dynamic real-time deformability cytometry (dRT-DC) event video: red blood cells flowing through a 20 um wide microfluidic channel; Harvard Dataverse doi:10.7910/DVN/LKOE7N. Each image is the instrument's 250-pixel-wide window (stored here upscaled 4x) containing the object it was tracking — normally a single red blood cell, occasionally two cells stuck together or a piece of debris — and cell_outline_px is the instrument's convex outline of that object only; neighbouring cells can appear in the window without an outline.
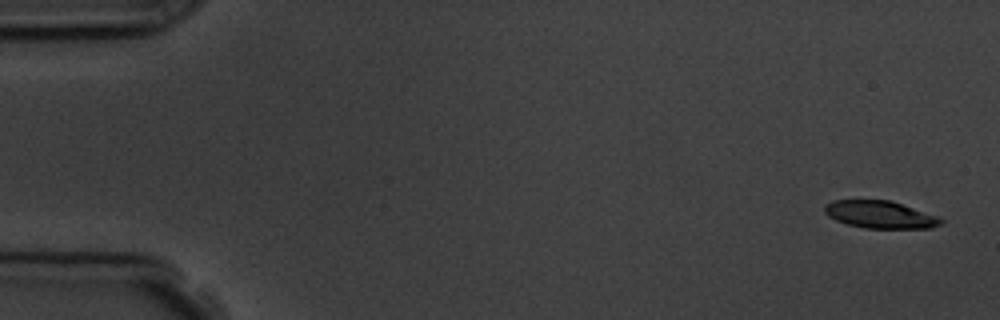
{"species": "common noctule bat (a hibernating species)", "species_latin": "Nyctalus noctula", "temperature_condition": "room temperature", "stored_images_in_passage": 6, "camera_frame_rate_fps": 3000, "um_per_image_px": 0.085, "animal": {"sex": "male", "body_mass_g": 19.5, "forearm_length_mm": 54.6}, "frame": {"image": 1, "passage_image": 1, "time_ms": 0.0, "image_size_px": [1000, 320], "cell_outline_px": [[944, 224], [932, 228], [864, 228], [848, 224], [836, 220], [828, 216], [824, 212], [824, 208], [832, 200], [888, 200], [940, 216], [944, 220]], "centroid_in_image_um": [74.87, 18.25], "position_along_channel_um": 10.1, "area_um2": 18.61}}
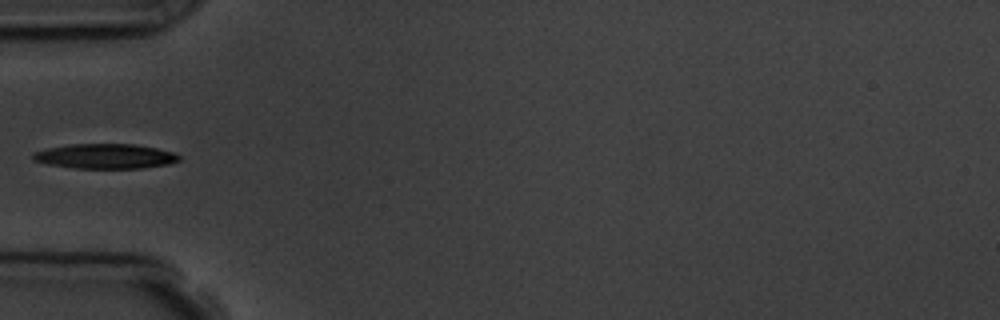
{"frame": {"image": 2, "passage_image": 5, "time_ms": 5.333, "image_size_px": [1000, 320], "cell_outline_px": [[180, 160], [168, 164], [140, 168], [72, 168], [48, 164], [32, 160], [32, 152], [48, 148], [68, 144], [132, 144], [156, 148], [172, 152], [180, 156]], "centroid_in_image_um": [8.9, 13.28], "position_along_channel_um": 76.1, "area_um2": 21.1}}